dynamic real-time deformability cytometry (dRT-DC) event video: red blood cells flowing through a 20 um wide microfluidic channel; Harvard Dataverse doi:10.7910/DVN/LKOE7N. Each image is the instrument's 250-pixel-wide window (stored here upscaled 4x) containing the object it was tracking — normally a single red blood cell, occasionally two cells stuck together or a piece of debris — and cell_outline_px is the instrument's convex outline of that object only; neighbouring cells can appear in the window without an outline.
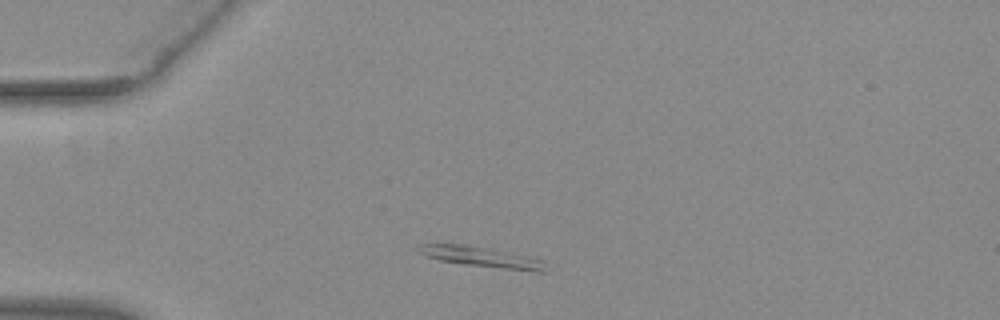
{"species": "common noctule bat (a hibernating species)", "species_latin": "Nyctalus noctula", "temperature_condition": "warm", "stored_images_in_passage": 45, "camera_frame_rate_fps": 3000, "um_per_image_px": 0.085, "animal": {"sex": "female", "body_mass_g": 29.2, "forearm_length_mm": 56.3}, "frame": {"image": 1, "passage_image": 6, "time_ms": 1.667, "image_size_px": [1000, 320], "cell_outline_px": [[548, 272], [536, 272], [500, 268], [468, 264], [440, 260], [428, 256], [420, 252], [416, 244], [464, 244], [544, 260]], "centroid_in_image_um": [40.98, 21.85], "position_along_channel_um": 44.0, "area_um2": 14.57}}
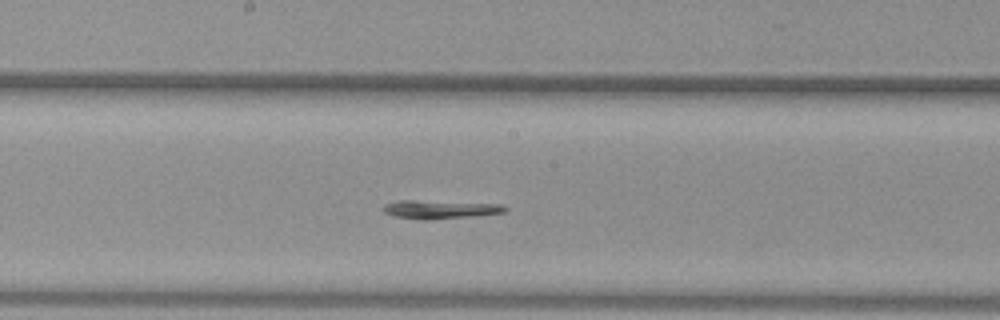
{"frame": {"image": 2, "passage_image": 21, "time_ms": 6.667, "image_size_px": [1000, 320], "cell_outline_px": [[508, 208], [504, 212], [472, 216], [424, 220], [396, 216], [384, 212], [384, 204], [396, 200], [412, 200], [500, 204]], "centroid_in_image_um": [37.38, 17.79], "position_along_channel_um": 210.8, "area_um2": 12.83}}
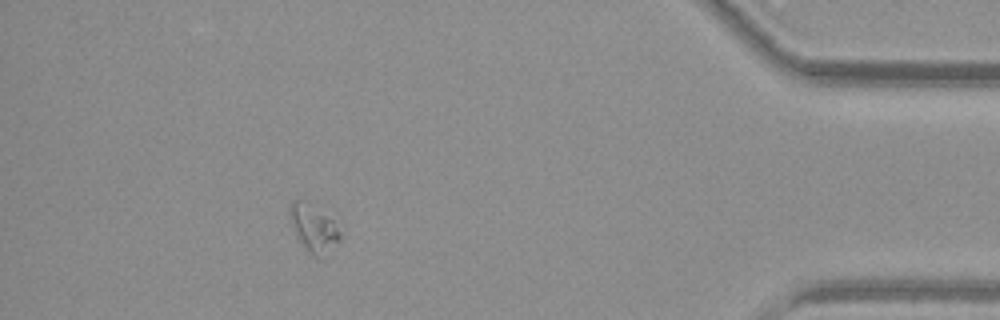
{"frame": {"image": 3, "passage_image": 40, "time_ms": 13.0, "image_size_px": [1000, 320], "cell_outline_px": [[340, 236], [320, 260], [312, 256], [308, 252], [300, 240], [288, 216], [288, 208], [292, 200], [304, 200], [332, 220], [340, 232]], "centroid_in_image_um": [26.59, 19.39], "position_along_channel_um": 408.6, "area_um2": 13.29}}